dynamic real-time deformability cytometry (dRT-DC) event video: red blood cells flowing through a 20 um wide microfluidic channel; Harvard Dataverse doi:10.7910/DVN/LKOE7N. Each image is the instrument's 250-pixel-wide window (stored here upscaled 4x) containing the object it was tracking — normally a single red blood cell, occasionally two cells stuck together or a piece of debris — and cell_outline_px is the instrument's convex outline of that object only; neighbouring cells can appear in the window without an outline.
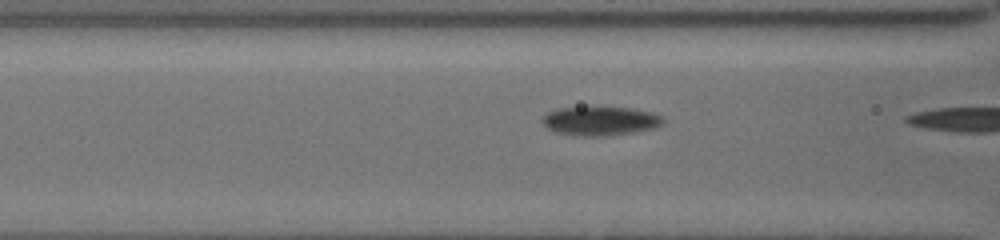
{"species": "common noctule bat (a hibernating species)", "species_latin": "Nyctalus noctula", "temperature_condition": "cold", "stored_images_in_passage": 13, "camera_frame_rate_fps": 3000, "um_per_image_px": 0.085, "animal": {"sex": "female", "body_mass_g": 19.5, "forearm_length_mm": 54.1}, "frame": {"image": 1, "passage_image": 11, "time_ms": 2.333, "image_size_px": [1000, 240], "cell_outline_px": [[664, 120], [656, 128], [632, 132], [604, 136], [580, 136], [556, 132], [548, 128], [540, 120], [548, 112], [556, 108], [628, 108], [652, 112], [660, 116]], "centroid_in_image_um": [51.0, 10.29], "position_along_channel_um": 115.6, "area_um2": 20.0}}